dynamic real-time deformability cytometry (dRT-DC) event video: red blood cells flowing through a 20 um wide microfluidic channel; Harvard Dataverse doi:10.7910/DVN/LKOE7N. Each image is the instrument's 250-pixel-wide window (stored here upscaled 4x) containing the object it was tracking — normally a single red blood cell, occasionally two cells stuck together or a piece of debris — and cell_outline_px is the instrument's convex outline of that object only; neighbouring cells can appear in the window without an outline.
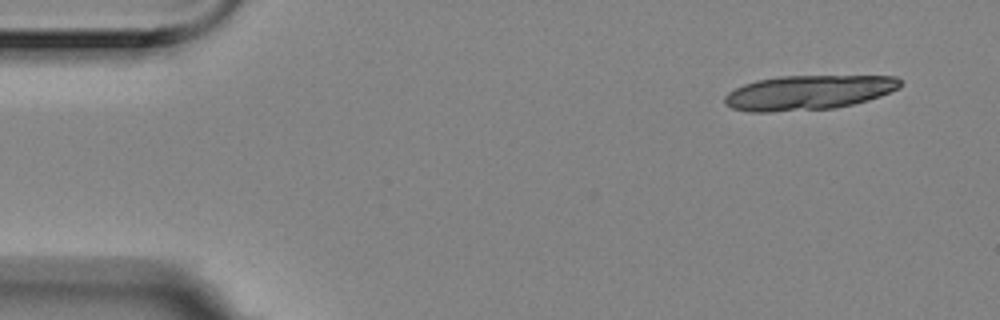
{"species": "Egyptian fruit bat (a non-hibernating species)", "species_latin": "Rousettus aegyptiacus", "temperature_condition": "room temperature", "stored_images_in_passage": 4, "camera_frame_rate_fps": 3000, "um_per_image_px": 0.085, "animal": {"sex": "female"}, "frame": {"image": 1, "passage_image": 1, "time_ms": 0.0, "image_size_px": [1000, 320], "cell_outline_px": [[900, 88], [880, 96], [868, 100], [836, 108], [768, 112], [748, 112], [732, 108], [724, 104], [724, 96], [728, 92], [744, 84], [756, 80], [780, 76], [896, 76], [900, 80]], "centroid_in_image_um": [68.68, 7.87], "position_along_channel_um": 16.3, "area_um2": 35.43}}